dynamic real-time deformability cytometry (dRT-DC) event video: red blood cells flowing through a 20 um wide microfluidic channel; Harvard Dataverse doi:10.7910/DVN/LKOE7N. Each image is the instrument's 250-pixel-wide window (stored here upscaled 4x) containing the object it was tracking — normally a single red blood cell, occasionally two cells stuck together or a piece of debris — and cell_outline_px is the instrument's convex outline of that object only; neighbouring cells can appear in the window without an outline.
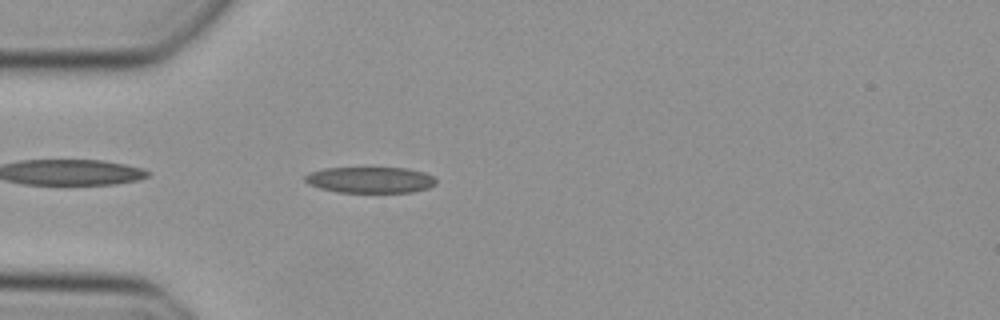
{"species": "Egyptian fruit bat (a non-hibernating species)", "species_latin": "Rousettus aegyptiacus", "temperature_condition": "cold", "stored_images_in_passage": 36, "camera_frame_rate_fps": 3000, "um_per_image_px": 0.085, "animal": {"sex": "female"}, "frame": {"image": 1, "passage_image": 2, "time_ms": 0.333, "image_size_px": [1000, 320], "cell_outline_px": [[436, 184], [428, 188], [412, 192], [336, 192], [320, 188], [308, 184], [304, 180], [304, 176], [308, 172], [324, 168], [408, 168], [424, 172], [432, 176], [436, 180]], "centroid_in_image_um": [31.44, 15.29], "position_along_channel_um": 53.6, "area_um2": 20.0}}
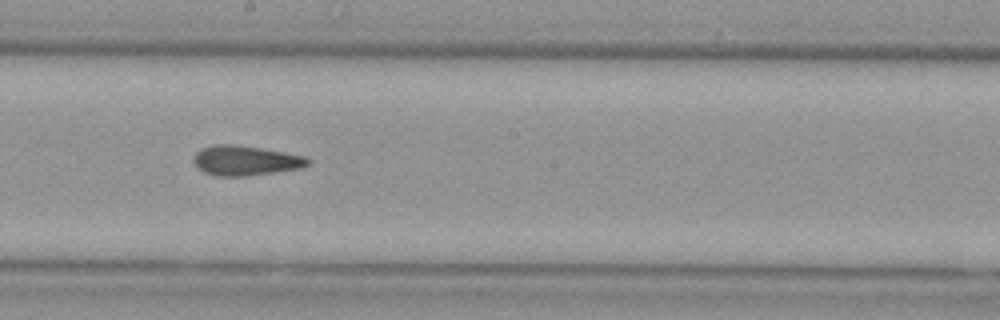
{"frame": {"image": 2, "passage_image": 15, "time_ms": 4.667, "image_size_px": [1000, 320], "cell_outline_px": [[312, 160], [308, 164], [300, 168], [244, 176], [216, 176], [204, 172], [196, 168], [192, 160], [196, 152], [200, 148], [212, 144], [232, 144], [260, 148], [284, 152], [304, 156]], "centroid_in_image_um": [20.8, 13.64], "position_along_channel_um": 227.4, "area_um2": 19.88}}
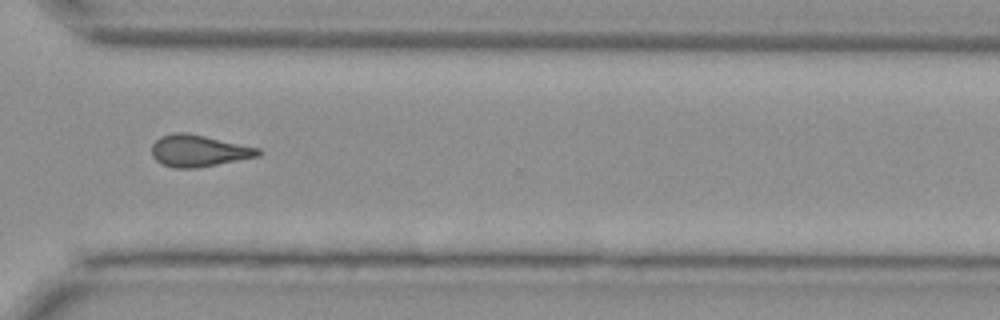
{"frame": {"image": 3, "passage_image": 24, "time_ms": 7.667, "image_size_px": [1000, 320], "cell_outline_px": [[260, 156], [196, 168], [176, 168], [164, 164], [156, 160], [152, 156], [152, 144], [160, 136], [172, 132], [184, 132], [204, 136], [260, 148]], "centroid_in_image_um": [16.87, 12.81], "position_along_channel_um": 353.7, "area_um2": 19.54}}